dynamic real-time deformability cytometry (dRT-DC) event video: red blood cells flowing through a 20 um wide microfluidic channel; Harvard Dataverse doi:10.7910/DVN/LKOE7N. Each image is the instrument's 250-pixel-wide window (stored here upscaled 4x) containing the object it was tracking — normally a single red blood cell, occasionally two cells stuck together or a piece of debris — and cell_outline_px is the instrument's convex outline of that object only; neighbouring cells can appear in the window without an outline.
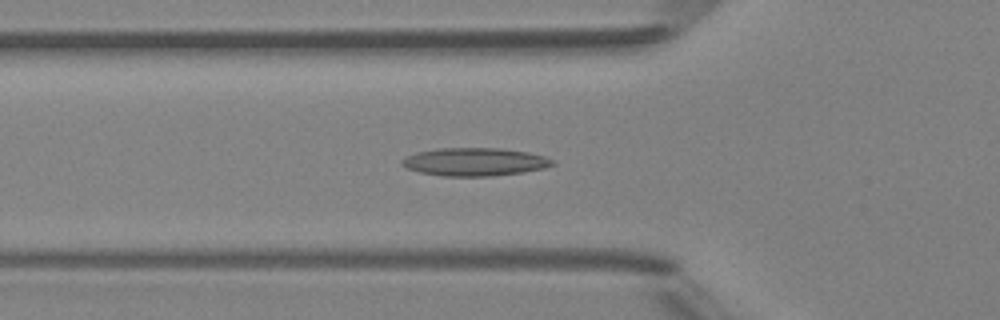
{"species": "Egyptian fruit bat (a non-hibernating species)", "species_latin": "Rousettus aegyptiacus", "temperature_condition": "room temperature", "stored_images_in_passage": 36, "camera_frame_rate_fps": 3000, "um_per_image_px": 0.085, "animal": {"sex": "female"}, "frame": {"image": 1, "passage_image": 4, "time_ms": 1.0, "image_size_px": [1000, 320], "cell_outline_px": [[556, 164], [544, 168], [524, 172], [492, 176], [444, 176], [420, 172], [408, 168], [400, 164], [400, 160], [416, 152], [436, 148], [500, 148], [528, 152], [544, 156], [556, 160]], "centroid_in_image_um": [40.38, 13.75], "position_along_channel_um": 85.4, "area_um2": 24.74}}
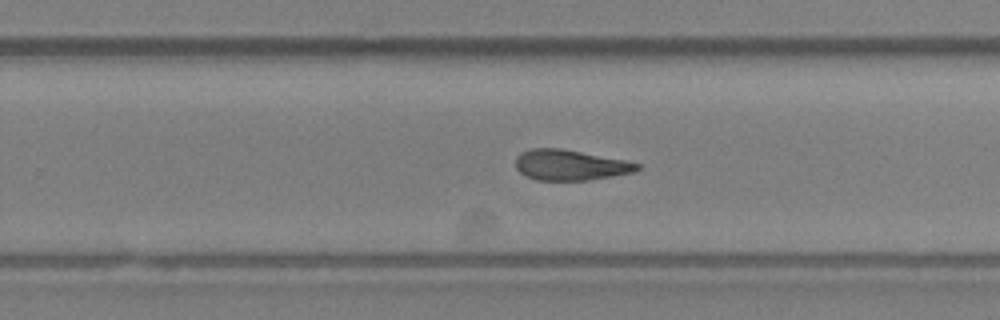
{"frame": {"image": 2, "passage_image": 18, "time_ms": 5.667, "image_size_px": [1000, 320], "cell_outline_px": [[640, 168], [636, 172], [588, 180], [536, 180], [520, 172], [516, 168], [516, 156], [520, 152], [532, 148], [560, 148], [628, 160], [640, 164]], "centroid_in_image_um": [48.49, 14.02], "position_along_channel_um": 281.3, "area_um2": 21.73}}
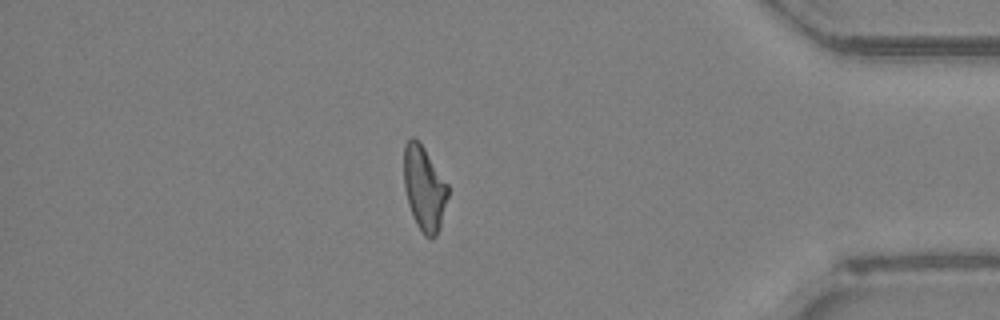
{"frame": {"image": 3, "passage_image": 29, "time_ms": 9.333, "image_size_px": [1000, 320], "cell_outline_px": [[448, 196], [440, 228], [436, 236], [432, 240], [424, 236], [416, 224], [408, 204], [404, 188], [404, 144], [412, 136], [424, 148], [448, 184]], "centroid_in_image_um": [36.06, 16.05], "position_along_channel_um": 399.1, "area_um2": 21.73}, "authors_computed_cell_mechanics": {"area_um2": 22.2241, "velocity_mm_per_s": 4.2006, "shape_relaxation_time_tau1_ms": null, "shape_relaxation_time_tau2_ms": 4.0111, "deformation_change_tau1": null, "deformation_change_tau2": 0.1408}}